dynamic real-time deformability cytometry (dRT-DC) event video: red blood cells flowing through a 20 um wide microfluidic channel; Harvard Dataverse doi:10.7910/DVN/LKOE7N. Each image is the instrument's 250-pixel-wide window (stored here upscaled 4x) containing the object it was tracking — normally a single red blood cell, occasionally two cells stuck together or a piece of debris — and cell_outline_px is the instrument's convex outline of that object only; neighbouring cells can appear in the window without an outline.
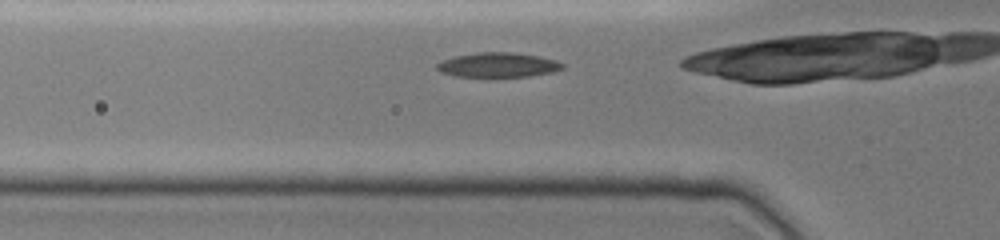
{"species": "common noctule bat (a hibernating species)", "species_latin": "Nyctalus noctula", "temperature_condition": "cold", "stored_images_in_passage": 8, "camera_frame_rate_fps": 3000, "um_per_image_px": 0.085, "animal": {"sex": "female", "body_mass_g": 19.0, "forearm_length_mm": 51.5}, "frame": {"image": 1, "passage_image": 3, "time_ms": 0.667, "image_size_px": [1000, 240], "cell_outline_px": [[564, 68], [552, 72], [528, 76], [496, 80], [488, 80], [452, 76], [440, 72], [436, 68], [436, 64], [440, 60], [452, 56], [476, 52], [516, 52], [540, 56], [556, 60], [564, 64]], "centroid_in_image_um": [42.25, 5.57], "position_along_channel_um": 83.5, "area_um2": 19.42}}
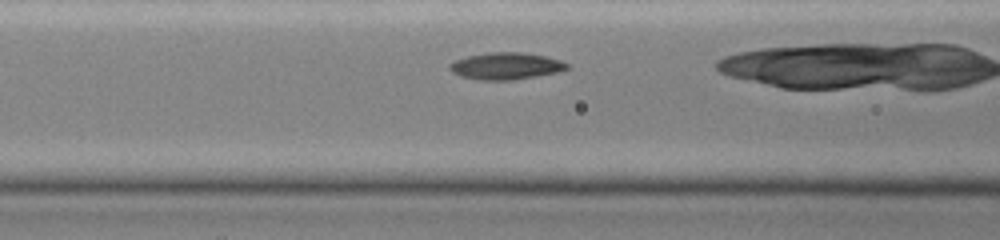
{"frame": {"image": 2, "passage_image": 6, "time_ms": 1.667, "image_size_px": [1000, 240], "cell_outline_px": [[572, 68], [560, 72], [512, 80], [480, 80], [460, 76], [452, 72], [448, 68], [448, 64], [452, 60], [468, 56], [488, 52], [524, 52], [544, 56], [560, 60], [568, 64]], "centroid_in_image_um": [43.0, 5.61], "position_along_channel_um": 123.6, "area_um2": 18.67}}